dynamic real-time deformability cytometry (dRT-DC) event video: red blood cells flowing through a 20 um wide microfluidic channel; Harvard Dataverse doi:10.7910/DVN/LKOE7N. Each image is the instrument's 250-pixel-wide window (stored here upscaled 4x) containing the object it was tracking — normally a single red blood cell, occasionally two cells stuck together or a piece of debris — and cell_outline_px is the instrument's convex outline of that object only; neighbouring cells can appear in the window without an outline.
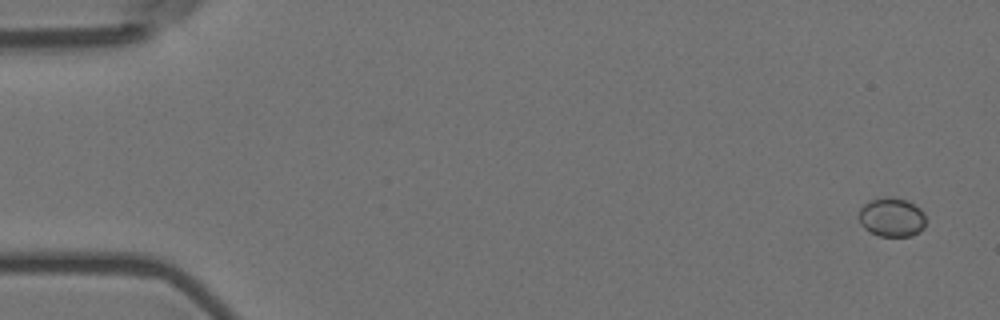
{"species": "Egyptian fruit bat (a non-hibernating species)", "species_latin": "Rousettus aegyptiacus", "temperature_condition": "room temperature", "stored_images_in_passage": 6, "camera_frame_rate_fps": 3000, "um_per_image_px": 0.085, "animal": {"sex": "female"}, "frame": {"image": 1, "passage_image": 1, "time_ms": 0.0, "image_size_px": [1000, 320], "cell_outline_px": [[924, 228], [912, 236], [880, 236], [864, 228], [860, 220], [860, 208], [868, 200], [884, 196], [892, 196], [908, 200], [920, 208], [924, 212]], "centroid_in_image_um": [75.81, 18.43], "position_along_channel_um": 9.2, "area_um2": 15.32}}